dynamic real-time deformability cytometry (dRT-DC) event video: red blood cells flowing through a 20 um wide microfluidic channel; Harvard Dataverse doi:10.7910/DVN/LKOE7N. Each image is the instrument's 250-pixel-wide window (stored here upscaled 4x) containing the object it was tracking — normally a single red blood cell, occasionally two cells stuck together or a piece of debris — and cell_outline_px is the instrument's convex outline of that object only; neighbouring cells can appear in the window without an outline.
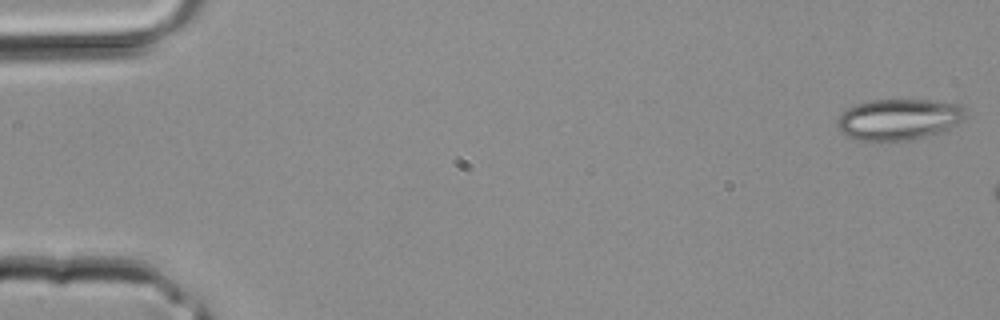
{"species": "common noctule bat (a hibernating species)", "species_latin": "Nyctalus noctula", "temperature_condition": "room temperature", "stored_images_in_passage": 2, "camera_frame_rate_fps": 3000, "um_per_image_px": 0.085, "animal": {"sex": "male", "body_mass_g": 20.4}, "frame": {"image": 1, "passage_image": 1, "time_ms": 0.0, "image_size_px": [1000, 320], "cell_outline_px": [[964, 120], [940, 132], [928, 136], [908, 140], [864, 140], [848, 136], [836, 128], [836, 120], [848, 108], [856, 104], [872, 100], [928, 100], [960, 104], [964, 108]], "centroid_in_image_um": [76.39, 10.14], "position_along_channel_um": 8.6, "area_um2": 30.4}}